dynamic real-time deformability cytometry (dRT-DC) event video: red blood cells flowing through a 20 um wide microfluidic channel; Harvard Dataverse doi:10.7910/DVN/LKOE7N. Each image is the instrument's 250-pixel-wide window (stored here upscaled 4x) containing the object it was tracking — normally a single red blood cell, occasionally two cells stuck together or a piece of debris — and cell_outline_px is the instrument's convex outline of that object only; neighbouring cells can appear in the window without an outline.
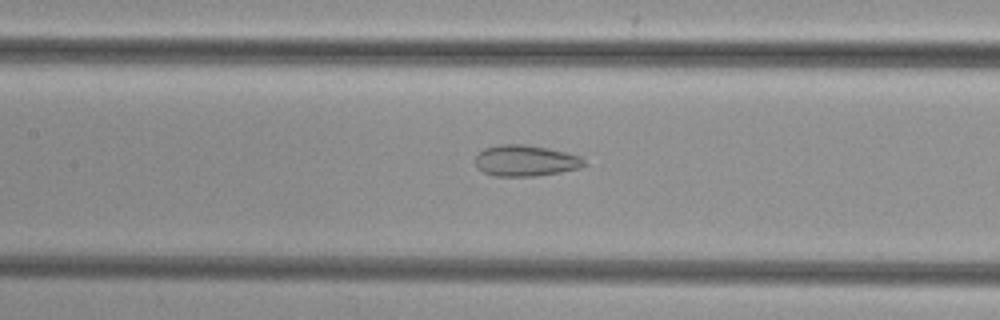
{"species": "common noctule bat (a hibernating species)", "species_latin": "Nyctalus noctula", "temperature_condition": "cold", "stored_images_in_passage": 42, "camera_frame_rate_fps": 3000, "um_per_image_px": 0.085, "animal": {"sex": "female", "body_mass_g": 29.2, "forearm_length_mm": 56.3}, "frame": {"image": 1, "passage_image": 15, "time_ms": 4.667, "image_size_px": [1000, 320], "cell_outline_px": [[588, 164], [580, 168], [560, 172], [536, 176], [492, 176], [476, 168], [476, 156], [484, 148], [500, 144], [524, 144], [548, 148], [580, 156]], "centroid_in_image_um": [44.67, 13.66], "position_along_channel_um": 162.7, "area_um2": 19.83}}
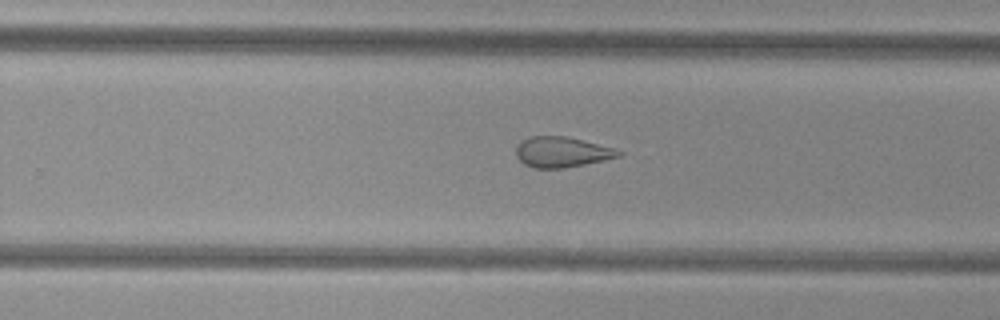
{"frame": {"image": 2, "passage_image": 24, "time_ms": 7.667, "image_size_px": [1000, 320], "cell_outline_px": [[624, 152], [620, 156], [604, 160], [564, 168], [532, 168], [524, 164], [516, 156], [516, 148], [520, 140], [532, 136], [568, 136], [612, 148]], "centroid_in_image_um": [47.72, 12.92], "position_along_channel_um": 282.1, "area_um2": 18.15}}
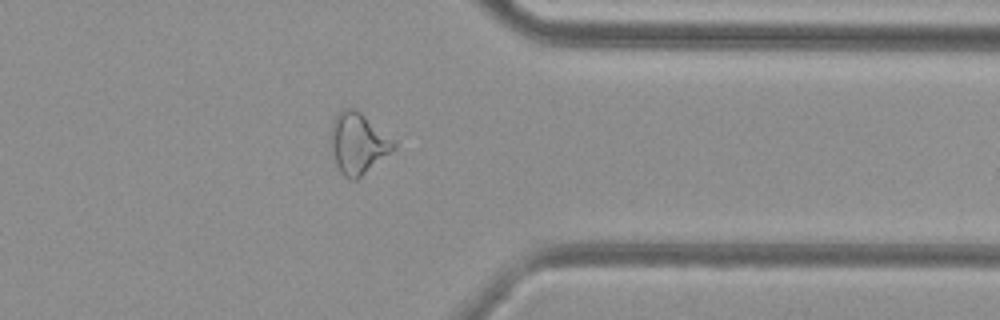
{"frame": {"image": 3, "passage_image": 32, "time_ms": 10.333, "image_size_px": [1000, 320], "cell_outline_px": [[396, 148], [356, 180], [352, 180], [344, 176], [340, 172], [332, 160], [328, 140], [332, 120], [336, 112], [348, 108], [352, 108], [360, 112], [396, 144]], "centroid_in_image_um": [30.32, 12.2], "position_along_channel_um": 381.1, "area_um2": 22.43}}